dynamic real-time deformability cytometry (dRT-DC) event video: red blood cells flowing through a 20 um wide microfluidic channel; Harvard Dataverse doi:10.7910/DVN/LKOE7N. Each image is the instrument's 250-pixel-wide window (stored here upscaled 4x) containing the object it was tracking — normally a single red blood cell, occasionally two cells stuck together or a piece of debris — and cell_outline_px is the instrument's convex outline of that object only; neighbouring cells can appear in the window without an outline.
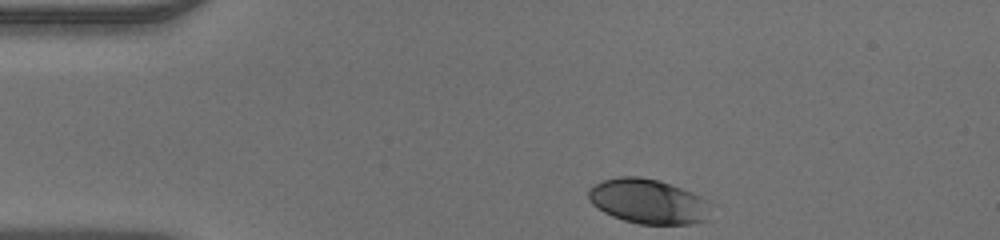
{"species": "human", "species_latin": "Homo sapiens", "temperature_condition": "warm", "stored_images_in_passage": 34, "camera_frame_rate_fps": 3000, "um_per_image_px": 0.085, "donor": {"sex": "male"}, "frame": {"image": 1, "passage_image": 1, "time_ms": 0.0, "image_size_px": [1000, 240], "cell_outline_px": [[708, 220], [692, 224], [640, 224], [624, 220], [612, 216], [604, 212], [592, 204], [588, 200], [588, 188], [604, 180], [620, 176], [640, 176], [660, 180], [692, 192], [708, 200]], "centroid_in_image_um": [55.08, 17.11], "position_along_channel_um": 29.9, "area_um2": 31.96}}
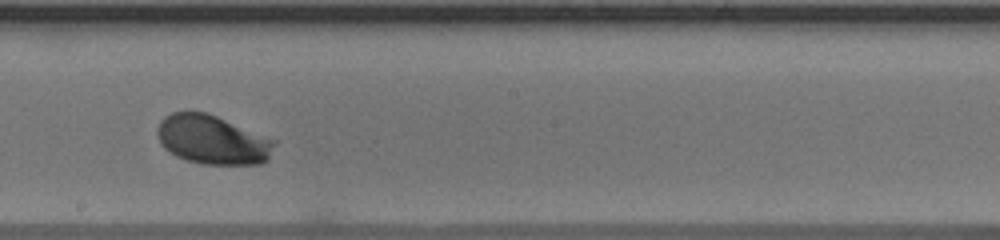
{"frame": {"image": 2, "passage_image": 20, "time_ms": 6.333, "image_size_px": [1000, 240], "cell_outline_px": [[276, 144], [268, 160], [260, 164], [200, 164], [176, 156], [164, 148], [160, 144], [156, 132], [156, 128], [160, 120], [164, 116], [172, 112], [204, 112], [216, 116], [276, 140]], "centroid_in_image_um": [18.04, 11.88], "position_along_channel_um": 230.2, "area_um2": 33.52}}
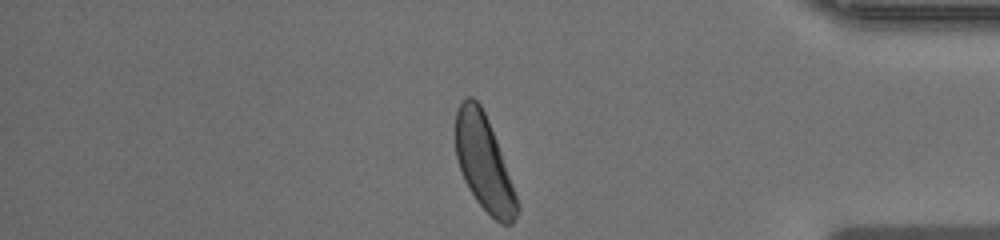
{"frame": {"image": 3, "passage_image": 34, "time_ms": 11.0, "image_size_px": [1000, 240], "cell_outline_px": [[516, 216], [512, 224], [500, 224], [476, 200], [468, 188], [464, 180], [456, 156], [456, 108], [468, 96], [472, 96], [480, 104], [488, 120], [496, 140], [516, 196]], "centroid_in_image_um": [41.1, 13.82], "position_along_channel_um": 394.1, "area_um2": 33.12}}